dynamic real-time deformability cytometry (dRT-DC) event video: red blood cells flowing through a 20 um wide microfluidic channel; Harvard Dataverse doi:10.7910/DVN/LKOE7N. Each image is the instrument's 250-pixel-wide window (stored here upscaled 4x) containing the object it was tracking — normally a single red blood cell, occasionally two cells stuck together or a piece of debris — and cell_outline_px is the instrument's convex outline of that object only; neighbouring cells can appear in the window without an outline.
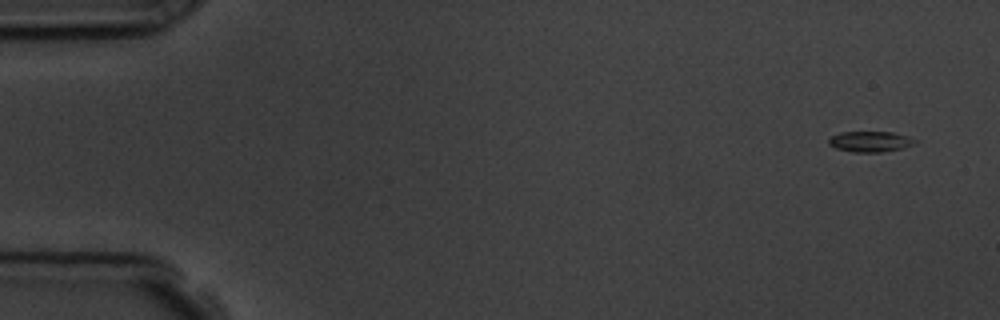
{"species": "common noctule bat (a hibernating species)", "species_latin": "Nyctalus noctula", "temperature_condition": "room temperature", "stored_images_in_passage": 16, "camera_frame_rate_fps": 3000, "um_per_image_px": 0.085, "animal": {"sex": "male", "body_mass_g": 19.5, "forearm_length_mm": 54.6}, "frame": {"image": 1, "passage_image": 1, "time_ms": 0.0, "image_size_px": [1000, 320], "cell_outline_px": [[916, 144], [904, 148], [880, 152], [852, 152], [836, 148], [828, 144], [828, 140], [832, 136], [840, 132], [892, 132], [908, 136], [916, 140]], "centroid_in_image_um": [73.98, 12.03], "position_along_channel_um": 11.0, "area_um2": 10.4}}
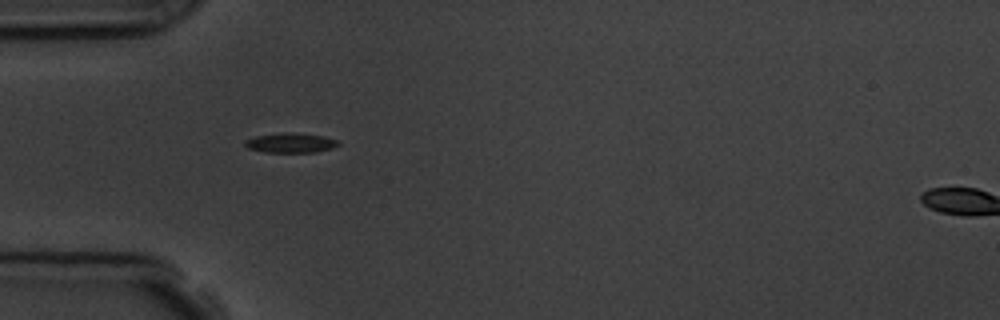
{"frame": {"image": 2, "passage_image": 5, "time_ms": 4.667, "image_size_px": [1000, 320], "cell_outline_px": [[340, 144], [332, 148], [316, 152], [264, 152], [248, 148], [244, 144], [244, 140], [256, 136], [284, 132], [324, 136], [340, 140]], "centroid_in_image_um": [24.72, 12.14], "position_along_channel_um": 60.3, "area_um2": 10.69}, "authors_computed_cell_mechanics": {"area_um2": 10.1728, "velocity_mm_per_s": 3.7562, "shape_relaxation_time_tau1_ms": 0.814, "shape_relaxation_time_tau2_ms": 8.2434, "deformation_change_tau1": 0.0965, "deformation_change_tau2": 0.136}}